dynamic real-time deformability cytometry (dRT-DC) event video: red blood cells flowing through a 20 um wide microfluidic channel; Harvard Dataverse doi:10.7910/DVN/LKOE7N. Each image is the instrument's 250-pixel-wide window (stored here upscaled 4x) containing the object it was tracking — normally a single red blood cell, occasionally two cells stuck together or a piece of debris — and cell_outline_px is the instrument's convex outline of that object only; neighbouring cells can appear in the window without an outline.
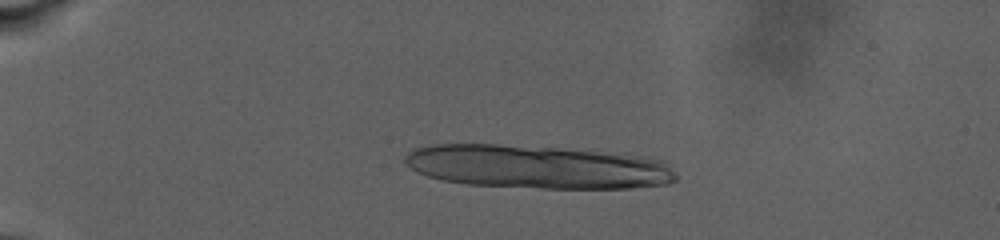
{"species": "human", "species_latin": "Homo sapiens", "temperature_condition": "warm", "stored_images_in_passage": 36, "segment_of_instrument_passage": [1, 2], "camera_frame_rate_fps": 3000, "um_per_image_px": 0.085, "donor": {"sex": "male"}, "frame": {"image": 1, "passage_image": 7, "time_ms": 6.667, "image_size_px": [1000, 240], "cell_outline_px": [[676, 180], [668, 184], [632, 188], [540, 188], [468, 184], [440, 180], [416, 172], [404, 164], [404, 156], [412, 148], [428, 144], [496, 144], [624, 152], [648, 156], [664, 160], [676, 172]], "centroid_in_image_um": [45.71, 14.16], "position_along_channel_um": 39.3, "area_um2": 69.88}}